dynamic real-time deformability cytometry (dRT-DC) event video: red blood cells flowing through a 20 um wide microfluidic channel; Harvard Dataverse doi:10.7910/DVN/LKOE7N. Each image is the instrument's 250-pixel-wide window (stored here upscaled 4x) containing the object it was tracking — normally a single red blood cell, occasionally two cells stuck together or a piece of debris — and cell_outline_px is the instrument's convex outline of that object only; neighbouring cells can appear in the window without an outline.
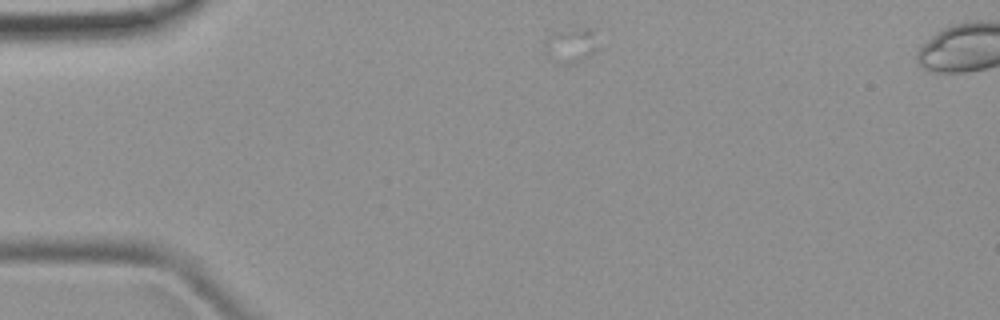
{"species": "common noctule bat (a hibernating species)", "species_latin": "Nyctalus noctula", "temperature_condition": "room temperature", "stored_images_in_passage": 8, "camera_frame_rate_fps": 3000, "um_per_image_px": 0.085, "animal": {"sex": "female", "body_mass_g": 19.9}, "frame": {"image": 1, "passage_image": 3, "time_ms": 0.667, "image_size_px": [1000, 320], "cell_outline_px": [[596, 48], [584, 60], [572, 64], [556, 64], [548, 56], [544, 44], [548, 36], [552, 32], [584, 28], [596, 28]], "centroid_in_image_um": [48.52, 3.85], "position_along_channel_um": 36.5, "area_um2": 10.87}}